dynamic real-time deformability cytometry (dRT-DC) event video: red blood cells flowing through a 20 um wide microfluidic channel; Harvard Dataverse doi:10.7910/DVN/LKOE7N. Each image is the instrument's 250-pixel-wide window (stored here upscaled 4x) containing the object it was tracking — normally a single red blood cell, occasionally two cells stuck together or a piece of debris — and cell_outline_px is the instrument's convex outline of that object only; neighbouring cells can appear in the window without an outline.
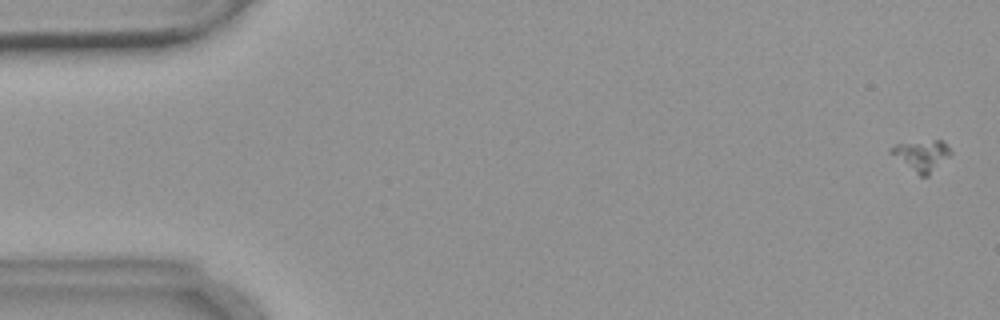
{"species": "common noctule bat (a hibernating species)", "species_latin": "Nyctalus noctula", "temperature_condition": "warm", "stored_images_in_passage": 7, "camera_frame_rate_fps": 3000, "um_per_image_px": 0.085, "animal": {"sex": "female", "body_mass_g": 18.4}, "frame": {"image": 1, "passage_image": 1, "time_ms": 0.0, "image_size_px": [1000, 320], "cell_outline_px": [[952, 152], [928, 176], [920, 176], [888, 152], [896, 144], [936, 140], [940, 140]], "centroid_in_image_um": [78.32, 13.22], "position_along_channel_um": 6.7, "area_um2": 10.23}}